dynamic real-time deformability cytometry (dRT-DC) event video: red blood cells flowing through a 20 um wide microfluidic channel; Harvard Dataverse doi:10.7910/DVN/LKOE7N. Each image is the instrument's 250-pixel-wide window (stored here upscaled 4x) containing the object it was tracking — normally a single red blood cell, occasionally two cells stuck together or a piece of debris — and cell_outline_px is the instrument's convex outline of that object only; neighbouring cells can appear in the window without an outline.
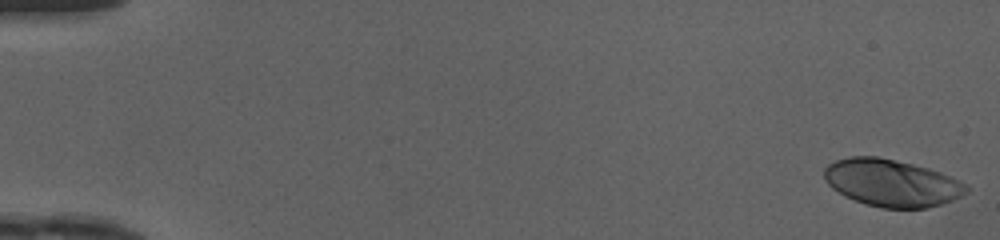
{"species": "human", "species_latin": "Homo sapiens", "temperature_condition": "cold", "stored_images_in_passage": 49, "camera_frame_rate_fps": 3000, "um_per_image_px": 0.085, "donor": {"sex": "female"}, "frame": {"image": 1, "passage_image": 1, "time_ms": 0.0, "image_size_px": [1000, 240], "cell_outline_px": [[972, 188], [968, 192], [952, 200], [928, 208], [880, 208], [844, 196], [832, 188], [828, 184], [824, 176], [824, 168], [828, 164], [836, 160], [852, 156], [876, 156], [912, 164], [928, 168], [940, 172], [968, 184]], "centroid_in_image_um": [75.81, 15.55], "position_along_channel_um": 9.2, "area_um2": 39.02}}
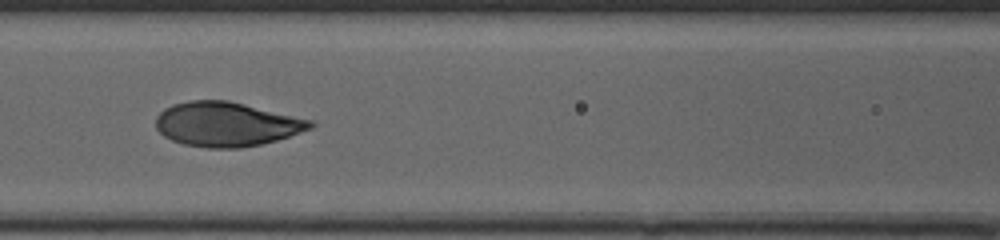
{"frame": {"image": 2, "passage_image": 23, "time_ms": 7.333, "image_size_px": [1000, 240], "cell_outline_px": [[316, 124], [312, 128], [276, 140], [260, 144], [240, 148], [204, 148], [184, 144], [172, 140], [164, 136], [156, 128], [156, 116], [164, 108], [172, 104], [188, 100], [224, 100], [316, 120]], "centroid_in_image_um": [19.25, 10.56], "position_along_channel_um": 147.4, "area_um2": 40.0}}
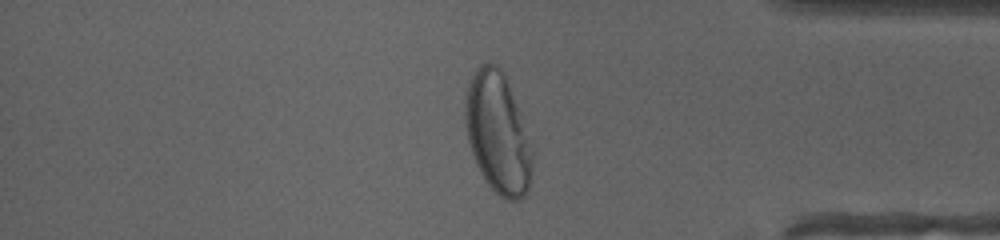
{"frame": {"image": 3, "passage_image": 42, "time_ms": 13.667, "image_size_px": [1000, 240], "cell_outline_px": [[532, 164], [528, 188], [524, 196], [520, 200], [504, 200], [488, 184], [480, 172], [476, 164], [468, 140], [464, 120], [464, 100], [472, 76], [476, 68], [480, 64], [496, 64], [504, 72], [524, 116], [532, 148]], "centroid_in_image_um": [42.33, 11.29], "position_along_channel_um": 392.9, "area_um2": 47.74}, "authors_computed_cell_mechanics": {"area_um2": 39.3618, "velocity_mm_per_s": 4.1562, "shape_relaxation_time_tau1_ms": 3.1625, "shape_relaxation_time_tau2_ms": null, "deformation_change_tau1": 0.21, "deformation_change_tau2": null}}